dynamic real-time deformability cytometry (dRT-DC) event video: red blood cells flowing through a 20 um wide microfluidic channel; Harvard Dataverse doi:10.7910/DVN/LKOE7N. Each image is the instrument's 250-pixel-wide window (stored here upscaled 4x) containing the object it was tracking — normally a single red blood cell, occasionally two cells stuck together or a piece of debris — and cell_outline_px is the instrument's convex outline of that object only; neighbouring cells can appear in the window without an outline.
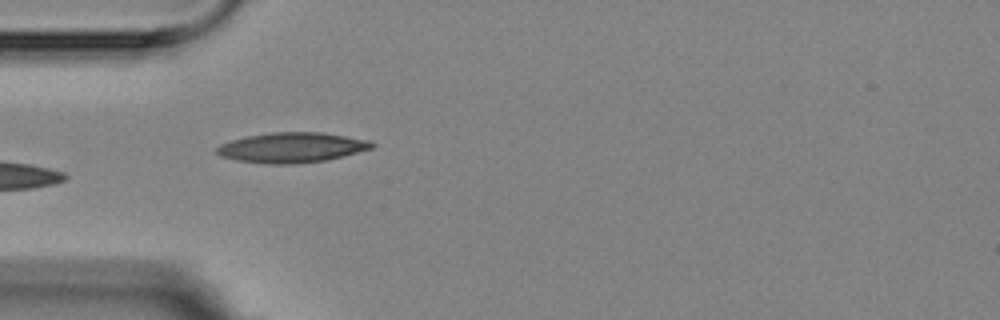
{"species": "Egyptian fruit bat (a non-hibernating species)", "species_latin": "Rousettus aegyptiacus", "temperature_condition": "room temperature", "stored_images_in_passage": 6, "camera_frame_rate_fps": 3000, "um_per_image_px": 0.085, "animal": {"sex": "female"}, "frame": {"image": 1, "passage_image": 5, "time_ms": 5.667, "image_size_px": [1000, 320], "cell_outline_px": [[376, 144], [372, 148], [328, 160], [292, 164], [268, 164], [236, 160], [220, 156], [216, 152], [216, 148], [220, 144], [232, 140], [248, 136], [272, 132], [324, 132], [368, 140]], "centroid_in_image_um": [24.8, 12.54], "position_along_channel_um": 60.2, "area_um2": 27.17}}
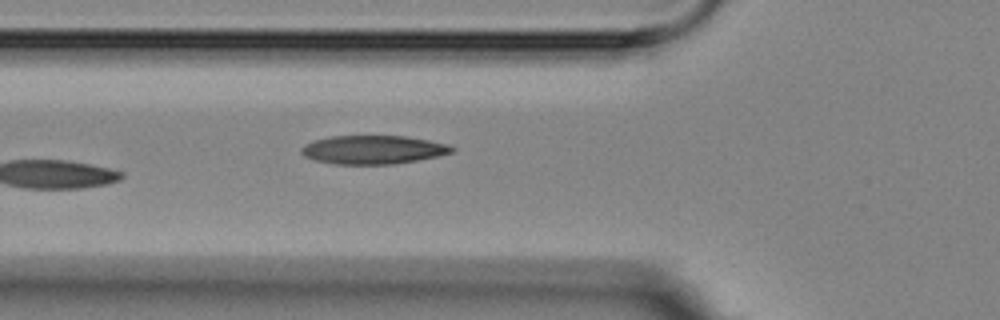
{"frame": {"image": 2, "passage_image": 6, "time_ms": 6.667, "image_size_px": [1000, 320], "cell_outline_px": [[456, 148], [452, 152], [436, 156], [416, 160], [392, 164], [336, 164], [316, 160], [304, 156], [300, 152], [300, 148], [304, 144], [312, 140], [332, 136], [408, 136], [448, 144]], "centroid_in_image_um": [31.68, 12.71], "position_along_channel_um": 94.1, "area_um2": 25.03}}